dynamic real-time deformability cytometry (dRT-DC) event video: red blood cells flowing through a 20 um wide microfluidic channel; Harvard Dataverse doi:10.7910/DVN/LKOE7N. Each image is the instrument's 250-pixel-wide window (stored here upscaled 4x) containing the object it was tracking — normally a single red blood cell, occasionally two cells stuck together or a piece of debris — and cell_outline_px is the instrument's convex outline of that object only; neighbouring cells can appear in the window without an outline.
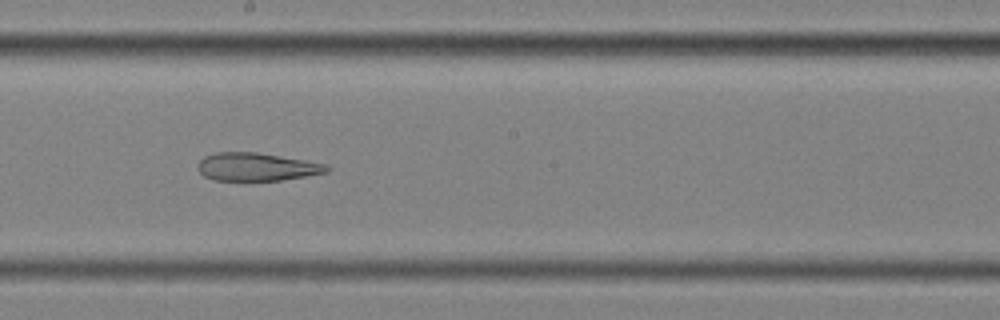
{"species": "common noctule bat (a hibernating species)", "species_latin": "Nyctalus noctula", "temperature_condition": "cold", "stored_images_in_passage": 9, "camera_frame_rate_fps": 3000, "um_per_image_px": 0.085, "animal": {"sex": "female", "body_mass_g": 25.1}, "frame": {"image": 1, "passage_image": 8, "time_ms": 2.333, "image_size_px": [1000, 320], "cell_outline_px": [[332, 168], [328, 172], [280, 180], [212, 180], [204, 176], [200, 172], [196, 164], [204, 156], [216, 152], [256, 152], [304, 160], [324, 164]], "centroid_in_image_um": [21.77, 14.18], "position_along_channel_um": 226.4, "area_um2": 20.92}}